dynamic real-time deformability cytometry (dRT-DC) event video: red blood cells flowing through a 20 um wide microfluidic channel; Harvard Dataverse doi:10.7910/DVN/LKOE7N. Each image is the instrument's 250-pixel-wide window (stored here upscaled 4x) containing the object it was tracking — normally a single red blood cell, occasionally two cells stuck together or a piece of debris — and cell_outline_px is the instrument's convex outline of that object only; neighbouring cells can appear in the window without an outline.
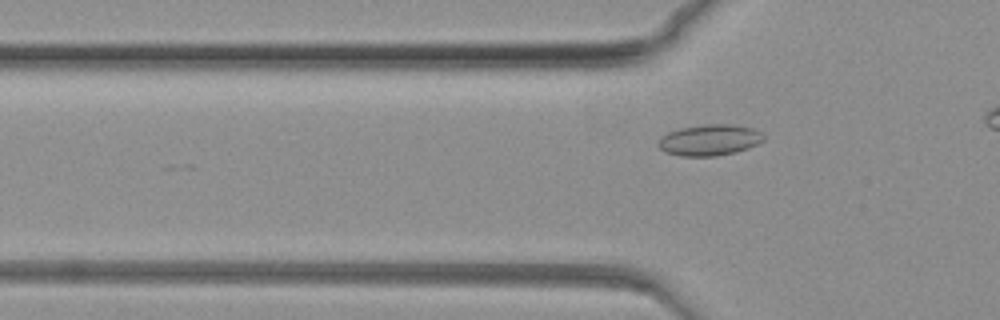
{"species": "common noctule bat (a hibernating species)", "species_latin": "Nyctalus noctula", "temperature_condition": "warm", "stored_images_in_passage": 51, "camera_frame_rate_fps": 3000, "um_per_image_px": 0.085, "animal": {"sex": "female", "body_mass_g": 19.3, "forearm_length_mm": 54.1}, "frame": {"image": 1, "passage_image": 19, "time_ms": 6.0, "image_size_px": [1000, 320], "cell_outline_px": [[764, 140], [748, 148], [736, 152], [716, 156], [680, 156], [664, 152], [656, 144], [660, 136], [668, 132], [680, 128], [704, 124], [732, 124], [752, 128], [760, 132], [764, 136]], "centroid_in_image_um": [60.27, 11.9], "position_along_channel_um": 65.5, "area_um2": 19.25}}
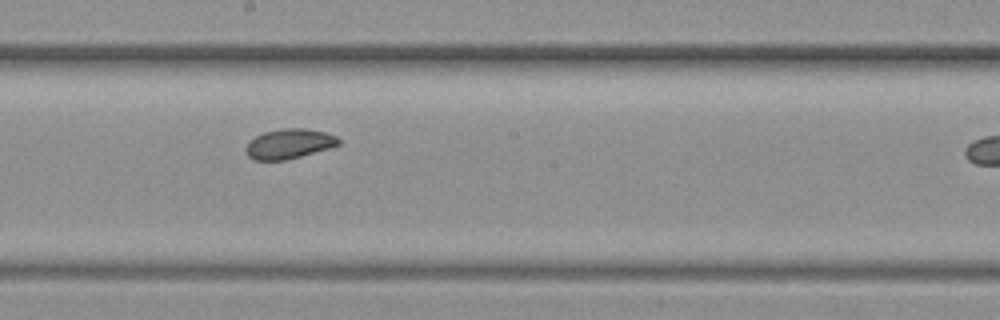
{"frame": {"image": 2, "passage_image": 38, "time_ms": 12.333, "image_size_px": [1000, 320], "cell_outline_px": [[340, 144], [328, 148], [300, 156], [284, 160], [252, 160], [248, 156], [244, 148], [248, 140], [264, 132], [280, 128], [304, 128], [324, 132], [336, 136], [340, 140]], "centroid_in_image_um": [24.52, 12.21], "position_along_channel_um": 223.7, "area_um2": 16.13}}
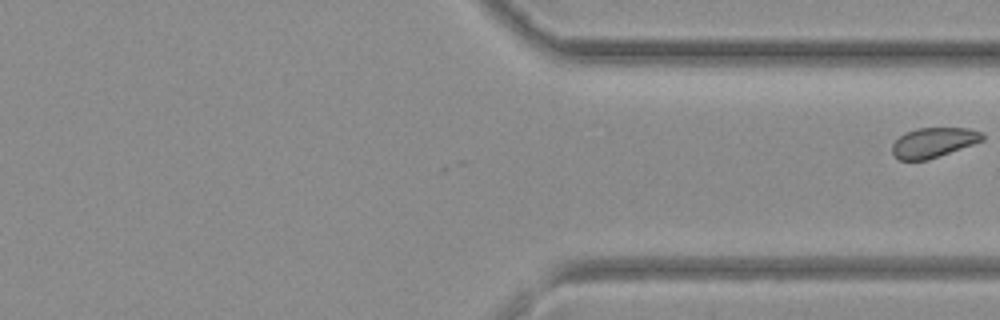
{"frame": {"image": 3, "passage_image": 51, "time_ms": 16.667, "image_size_px": [1000, 320], "cell_outline_px": [[984, 140], [928, 160], [896, 160], [892, 152], [892, 144], [904, 132], [916, 128], [968, 128], [984, 132]], "centroid_in_image_um": [79.33, 12.11], "position_along_channel_um": 332.1, "area_um2": 15.84}}